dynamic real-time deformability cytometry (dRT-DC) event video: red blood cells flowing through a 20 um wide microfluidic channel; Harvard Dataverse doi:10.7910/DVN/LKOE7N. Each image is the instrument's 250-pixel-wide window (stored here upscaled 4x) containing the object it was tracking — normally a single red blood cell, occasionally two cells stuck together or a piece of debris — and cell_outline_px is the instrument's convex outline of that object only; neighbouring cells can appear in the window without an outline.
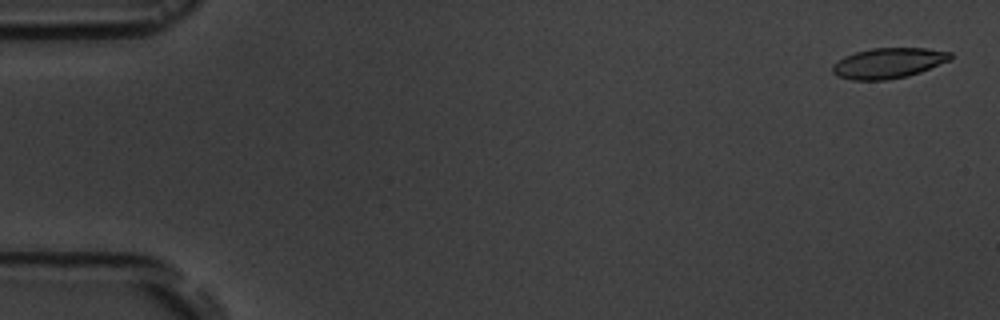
{"species": "common noctule bat (a hibernating species)", "species_latin": "Nyctalus noctula", "temperature_condition": "room temperature", "stored_images_in_passage": 5, "camera_frame_rate_fps": 3000, "um_per_image_px": 0.085, "animal": {"sex": "male", "body_mass_g": 19.5, "forearm_length_mm": 54.6}, "frame": {"image": 1, "passage_image": 1, "time_ms": 0.0, "image_size_px": [1000, 320], "cell_outline_px": [[952, 60], [920, 72], [908, 76], [888, 80], [852, 80], [836, 76], [832, 72], [832, 64], [844, 56], [856, 52], [872, 48], [924, 48], [952, 52]], "centroid_in_image_um": [75.51, 5.37], "position_along_channel_um": 9.5, "area_um2": 21.1}}
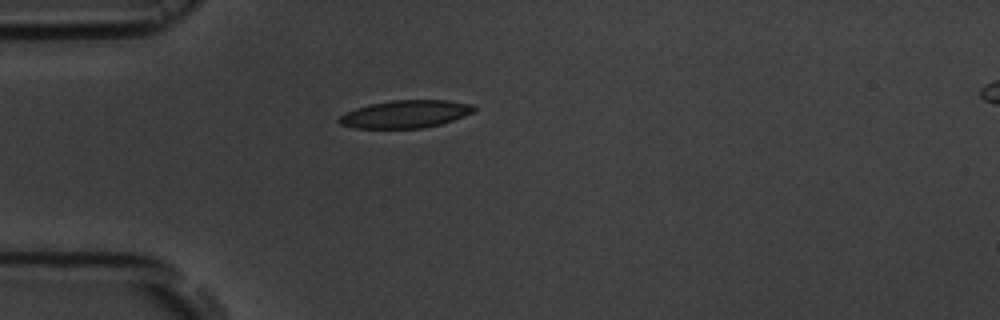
{"frame": {"image": 2, "passage_image": 5, "time_ms": 4.667, "image_size_px": [1000, 320], "cell_outline_px": [[476, 112], [440, 124], [424, 128], [352, 128], [340, 124], [336, 120], [340, 116], [356, 108], [372, 104], [392, 100], [448, 100], [472, 104], [476, 108]], "centroid_in_image_um": [34.49, 9.7], "position_along_channel_um": 50.5, "area_um2": 21.73}}